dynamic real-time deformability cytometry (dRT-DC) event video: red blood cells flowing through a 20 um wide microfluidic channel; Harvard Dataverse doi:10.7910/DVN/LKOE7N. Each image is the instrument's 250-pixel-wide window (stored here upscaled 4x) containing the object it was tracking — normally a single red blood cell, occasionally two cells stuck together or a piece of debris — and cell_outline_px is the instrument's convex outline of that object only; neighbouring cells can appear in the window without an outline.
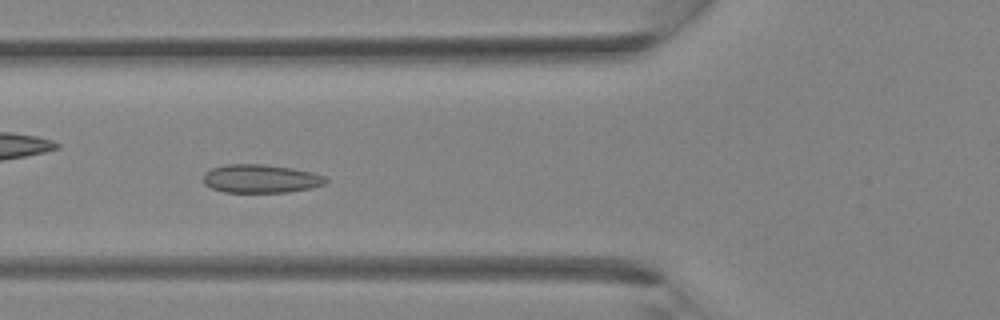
{"species": "Egyptian fruit bat (a non-hibernating species)", "species_latin": "Rousettus aegyptiacus", "temperature_condition": "room temperature", "stored_images_in_passage": 34, "camera_frame_rate_fps": 3000, "um_per_image_px": 0.085, "animal": {"sex": "female"}, "frame": {"image": 1, "passage_image": 12, "time_ms": 3.667, "image_size_px": [1000, 320], "cell_outline_px": [[328, 180], [324, 184], [312, 188], [288, 192], [224, 192], [212, 188], [204, 184], [204, 172], [212, 168], [228, 164], [264, 164], [292, 168], [312, 172], [324, 176]], "centroid_in_image_um": [22.17, 15.19], "position_along_channel_um": 103.6, "area_um2": 20.29}}
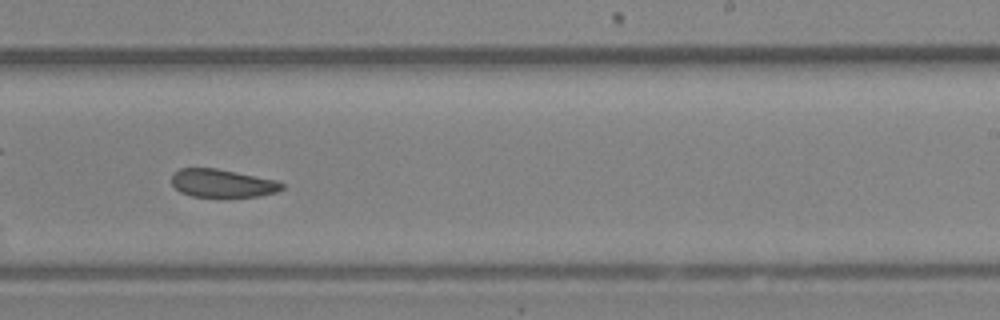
{"frame": {"image": 2, "passage_image": 21, "time_ms": 6.667, "image_size_px": [1000, 320], "cell_outline_px": [[284, 188], [276, 192], [260, 196], [192, 196], [180, 192], [172, 184], [172, 176], [180, 168], [216, 168], [276, 180], [284, 184]], "centroid_in_image_um": [18.91, 15.57], "position_along_channel_um": 270.1, "area_um2": 17.8}}
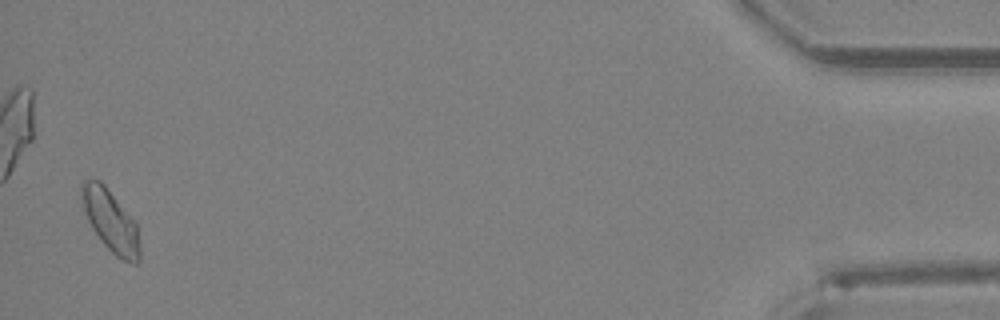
{"frame": {"image": 3, "passage_image": 34, "time_ms": 11.0, "image_size_px": [1000, 320], "cell_outline_px": [[140, 260], [136, 264], [132, 264], [120, 260], [100, 240], [92, 228], [88, 220], [80, 196], [80, 184], [84, 180], [100, 180], [104, 184], [136, 224], [140, 248]], "centroid_in_image_um": [9.39, 18.81], "position_along_channel_um": 425.8, "area_um2": 20.75}}